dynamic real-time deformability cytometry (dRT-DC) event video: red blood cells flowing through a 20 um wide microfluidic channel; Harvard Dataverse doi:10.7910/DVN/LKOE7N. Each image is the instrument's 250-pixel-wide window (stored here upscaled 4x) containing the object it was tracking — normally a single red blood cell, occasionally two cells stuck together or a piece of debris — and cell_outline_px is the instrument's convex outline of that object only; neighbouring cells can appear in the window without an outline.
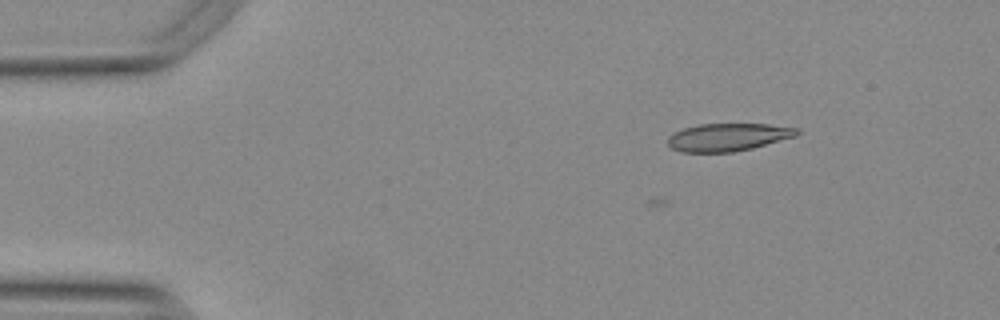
{"species": "Egyptian fruit bat (a non-hibernating species)", "species_latin": "Rousettus aegyptiacus", "temperature_condition": "warm", "stored_images_in_passage": 4, "camera_frame_rate_fps": 3000, "um_per_image_px": 0.085, "animal": {"sex": "female"}, "frame": {"image": 1, "passage_image": 1, "time_ms": 0.0, "image_size_px": [1000, 320], "cell_outline_px": [[800, 132], [796, 136], [752, 148], [732, 152], [684, 152], [672, 148], [668, 144], [668, 136], [672, 132], [684, 128], [700, 124], [768, 124], [796, 128]], "centroid_in_image_um": [61.85, 11.65], "position_along_channel_um": 23.1, "area_um2": 20.75}}